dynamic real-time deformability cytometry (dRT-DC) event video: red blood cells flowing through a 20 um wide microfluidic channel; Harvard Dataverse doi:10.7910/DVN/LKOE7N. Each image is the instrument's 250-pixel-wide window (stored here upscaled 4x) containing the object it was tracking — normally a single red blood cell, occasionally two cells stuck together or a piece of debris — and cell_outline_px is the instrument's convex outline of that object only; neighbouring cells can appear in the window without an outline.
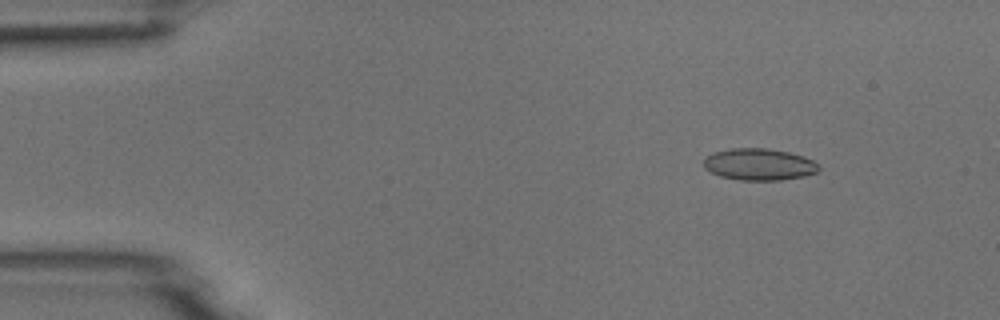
{"species": "common noctule bat (a hibernating species)", "species_latin": "Nyctalus noctula", "temperature_condition": "room temperature", "stored_images_in_passage": 7, "camera_frame_rate_fps": 3000, "um_per_image_px": 0.085, "animal": {"sex": "male", "body_mass_g": 18.8}, "frame": {"image": 1, "passage_image": 2, "time_ms": 1.0, "image_size_px": [1000, 320], "cell_outline_px": [[820, 168], [816, 172], [804, 176], [780, 180], [740, 180], [720, 176], [704, 168], [704, 160], [712, 152], [732, 148], [768, 148], [788, 152], [804, 156], [820, 164]], "centroid_in_image_um": [64.54, 13.97], "position_along_channel_um": 20.5, "area_um2": 21.33}}
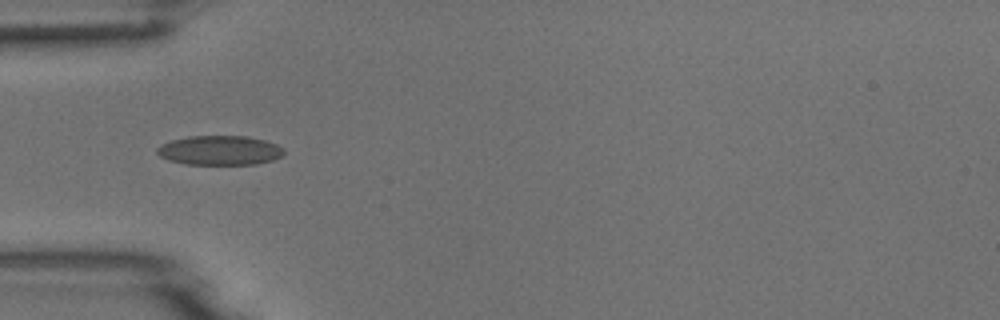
{"frame": {"image": 2, "passage_image": 5, "time_ms": 4.333, "image_size_px": [1000, 320], "cell_outline_px": [[284, 156], [272, 160], [256, 164], [184, 164], [168, 160], [160, 156], [156, 152], [156, 148], [160, 144], [172, 140], [188, 136], [248, 136], [264, 140], [276, 144], [284, 148]], "centroid_in_image_um": [18.67, 12.78], "position_along_channel_um": 66.3, "area_um2": 21.91}}